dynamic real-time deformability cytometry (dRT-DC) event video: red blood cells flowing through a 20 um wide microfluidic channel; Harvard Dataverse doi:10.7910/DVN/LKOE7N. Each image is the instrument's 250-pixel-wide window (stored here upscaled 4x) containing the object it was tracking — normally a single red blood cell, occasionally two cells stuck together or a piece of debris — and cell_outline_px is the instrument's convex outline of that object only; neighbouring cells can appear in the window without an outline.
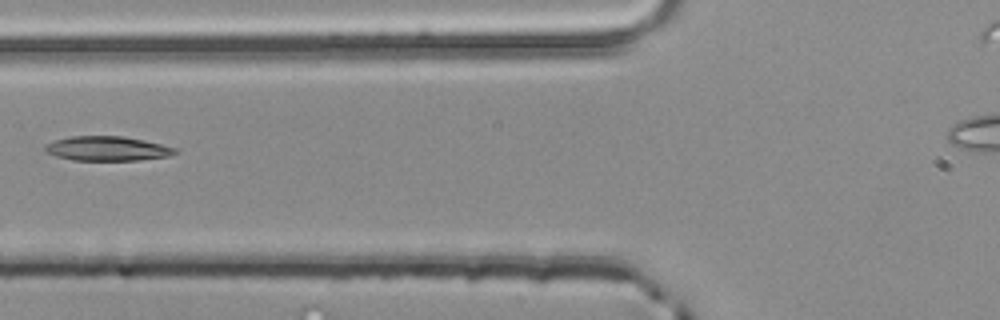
{"species": "common noctule bat (a hibernating species)", "species_latin": "Nyctalus noctula", "temperature_condition": "room temperature", "stored_images_in_passage": 4, "camera_frame_rate_fps": 3000, "um_per_image_px": 0.085, "animal": {"sex": "male", "body_mass_g": 20.4}, "frame": {"image": 1, "passage_image": 4, "time_ms": 1.0, "image_size_px": [1000, 320], "cell_outline_px": [[180, 152], [168, 156], [140, 160], [72, 160], [56, 156], [48, 152], [44, 148], [44, 144], [56, 140], [72, 136], [124, 136], [144, 140], [176, 148]], "centroid_in_image_um": [9.14, 12.63], "position_along_channel_um": 116.7, "area_um2": 18.5}}